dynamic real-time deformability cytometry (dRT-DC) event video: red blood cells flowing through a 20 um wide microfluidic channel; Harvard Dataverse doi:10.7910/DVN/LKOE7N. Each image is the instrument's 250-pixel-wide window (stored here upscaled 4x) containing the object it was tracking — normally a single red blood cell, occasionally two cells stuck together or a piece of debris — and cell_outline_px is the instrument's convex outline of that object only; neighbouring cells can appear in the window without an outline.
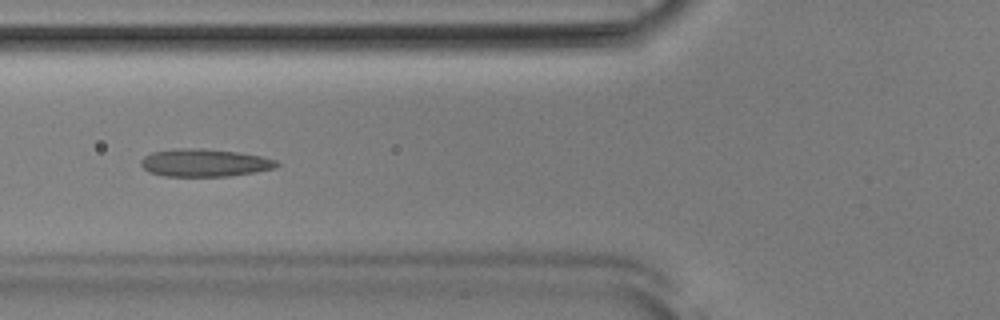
{"species": "Egyptian fruit bat (a non-hibernating species)", "species_latin": "Rousettus aegyptiacus", "temperature_condition": "room temperature", "stored_images_in_passage": 37, "camera_frame_rate_fps": 3000, "um_per_image_px": 0.085, "animal": {"sex": "male"}, "frame": {"image": 1, "passage_image": 4, "time_ms": 1.0, "image_size_px": [1000, 320], "cell_outline_px": [[280, 164], [276, 168], [256, 172], [232, 176], [164, 176], [148, 172], [140, 164], [140, 160], [144, 156], [152, 152], [172, 148], [200, 148], [240, 152], [260, 156], [276, 160]], "centroid_in_image_um": [17.38, 13.83], "position_along_channel_um": 108.4, "area_um2": 22.2}}
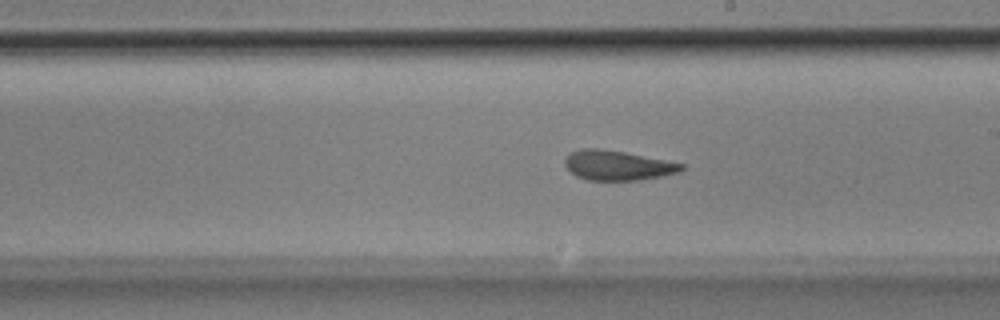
{"frame": {"image": 2, "passage_image": 14, "time_ms": 4.333, "image_size_px": [1000, 320], "cell_outline_px": [[684, 168], [680, 172], [664, 176], [640, 180], [588, 180], [576, 176], [564, 164], [564, 160], [568, 152], [580, 148], [596, 148], [624, 152], [684, 164]], "centroid_in_image_um": [52.47, 14.06], "position_along_channel_um": 236.5, "area_um2": 20.23}}
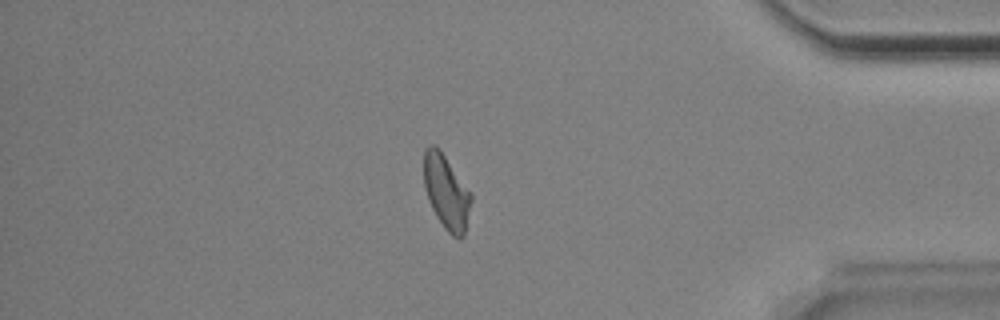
{"frame": {"image": 3, "passage_image": 29, "time_ms": 9.333, "image_size_px": [1000, 320], "cell_outline_px": [[472, 200], [464, 236], [460, 240], [452, 236], [444, 228], [436, 216], [428, 200], [424, 188], [424, 148], [428, 144], [436, 144], [440, 148], [472, 192]], "centroid_in_image_um": [37.95, 16.29], "position_along_channel_um": 397.3, "area_um2": 21.04}, "authors_computed_cell_mechanics": {"area_um2": 20.6346, "velocity_mm_per_s": 3.8373, "shape_relaxation_time_tau1_ms": 7.2072, "shape_relaxation_time_tau2_ms": 1.6242, "deformation_change_tau1": 0.1505, "deformation_change_tau2": 0.0811}}